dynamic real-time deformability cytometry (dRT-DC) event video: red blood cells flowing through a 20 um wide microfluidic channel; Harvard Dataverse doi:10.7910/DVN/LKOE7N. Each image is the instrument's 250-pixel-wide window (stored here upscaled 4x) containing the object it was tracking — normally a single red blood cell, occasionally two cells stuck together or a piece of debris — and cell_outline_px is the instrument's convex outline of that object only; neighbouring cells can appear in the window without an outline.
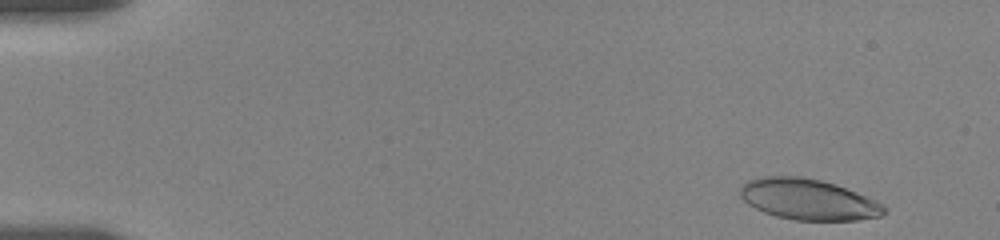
{"species": "human", "species_latin": "Homo sapiens", "temperature_condition": "room temperature", "stored_images_in_passage": 36, "camera_frame_rate_fps": 3000, "um_per_image_px": 0.085, "donor": {"sex": "female"}, "frame": {"image": 1, "passage_image": 1, "time_ms": 0.0, "image_size_px": [1000, 240], "cell_outline_px": [[888, 212], [880, 216], [856, 220], [796, 220], [776, 216], [764, 212], [748, 204], [740, 196], [740, 188], [748, 180], [764, 176], [800, 176], [820, 180], [836, 184], [876, 200], [884, 204], [888, 208]], "centroid_in_image_um": [68.73, 16.95], "position_along_channel_um": 16.3, "area_um2": 34.33}}
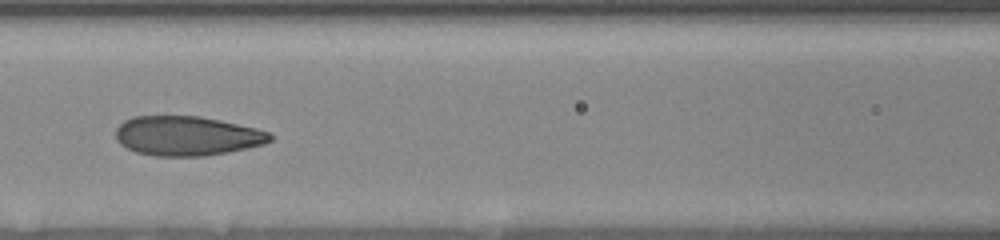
{"frame": {"image": 2, "passage_image": 16, "time_ms": 7.333, "image_size_px": [1000, 240], "cell_outline_px": [[272, 140], [264, 144], [228, 152], [204, 156], [156, 156], [136, 152], [120, 144], [116, 140], [116, 128], [124, 120], [132, 116], [200, 116], [220, 120], [256, 128], [268, 132], [272, 136]], "centroid_in_image_um": [15.87, 11.55], "position_along_channel_um": 150.7, "area_um2": 35.55}}
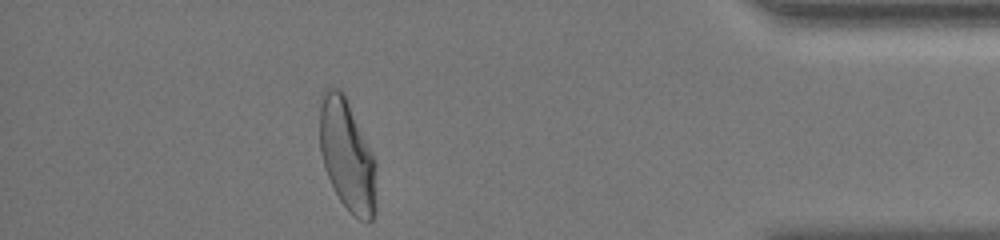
{"frame": {"image": 3, "passage_image": 31, "time_ms": 15.667, "image_size_px": [1000, 240], "cell_outline_px": [[376, 212], [372, 220], [368, 224], [360, 220], [340, 200], [324, 168], [320, 152], [320, 92], [324, 88], [340, 88], [344, 92], [376, 160]], "centroid_in_image_um": [29.52, 13.18], "position_along_channel_um": 405.7, "area_um2": 37.22}, "authors_computed_cell_mechanics": {"area_um2": 35.9227, "velocity_mm_per_s": 3.5239, "shape_relaxation_time_tau1_ms": 4.3164, "shape_relaxation_time_tau2_ms": 1.1839, "deformation_change_tau1": 0.1771, "deformation_change_tau2": 0.0657}}